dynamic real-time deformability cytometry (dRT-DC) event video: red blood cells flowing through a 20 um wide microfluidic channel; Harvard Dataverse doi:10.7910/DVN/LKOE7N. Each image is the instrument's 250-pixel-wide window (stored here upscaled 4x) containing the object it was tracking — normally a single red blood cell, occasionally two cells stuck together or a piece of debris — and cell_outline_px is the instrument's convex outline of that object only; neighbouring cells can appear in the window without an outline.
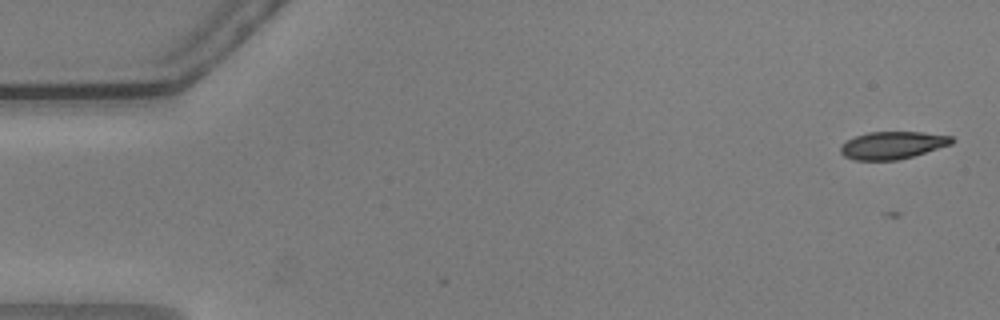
{"species": "common noctule bat (a hibernating species)", "species_latin": "Nyctalus noctula", "temperature_condition": "warm", "stored_images_in_passage": 2, "camera_frame_rate_fps": 3000, "um_per_image_px": 0.085, "animal": {"sex": "male", "body_mass_g": 20.5, "forearm_length_mm": 52.5}, "frame": {"image": 1, "passage_image": 2, "time_ms": 0.333, "image_size_px": [1000, 320], "cell_outline_px": [[956, 140], [952, 144], [912, 156], [896, 160], [852, 160], [844, 156], [840, 152], [840, 144], [856, 136], [868, 132], [924, 132], [952, 136]], "centroid_in_image_um": [75.86, 12.34], "position_along_channel_um": 9.1, "area_um2": 17.86}}